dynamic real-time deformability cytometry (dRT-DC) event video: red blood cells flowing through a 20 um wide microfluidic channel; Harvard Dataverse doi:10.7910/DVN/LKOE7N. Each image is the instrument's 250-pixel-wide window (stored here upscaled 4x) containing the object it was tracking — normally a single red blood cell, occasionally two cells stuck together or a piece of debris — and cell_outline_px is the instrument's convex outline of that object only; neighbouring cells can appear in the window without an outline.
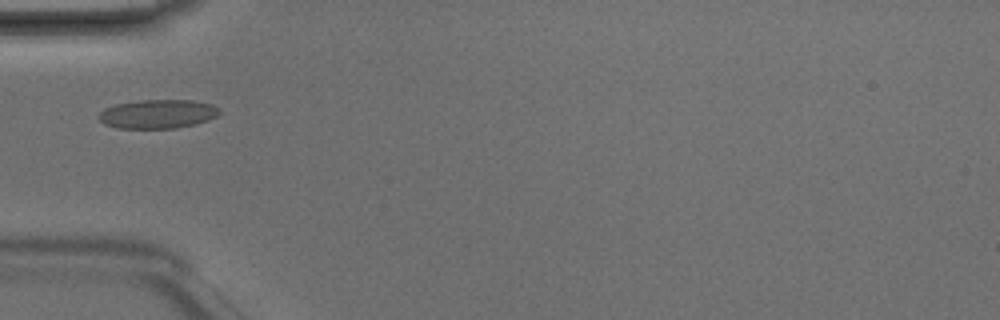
{"species": "Egyptian fruit bat (a non-hibernating species)", "species_latin": "Rousettus aegyptiacus", "temperature_condition": "room temperature", "stored_images_in_passage": 3, "camera_frame_rate_fps": 3000, "um_per_image_px": 0.085, "animal": {"sex": "male"}, "frame": {"image": 1, "passage_image": 1, "time_ms": 0.0, "image_size_px": [1000, 320], "cell_outline_px": [[220, 112], [216, 116], [208, 120], [196, 124], [176, 128], [116, 128], [104, 124], [96, 116], [104, 108], [116, 104], [140, 100], [192, 100], [212, 104], [220, 108]], "centroid_in_image_um": [13.39, 9.69], "position_along_channel_um": 71.6, "area_um2": 20.46}}